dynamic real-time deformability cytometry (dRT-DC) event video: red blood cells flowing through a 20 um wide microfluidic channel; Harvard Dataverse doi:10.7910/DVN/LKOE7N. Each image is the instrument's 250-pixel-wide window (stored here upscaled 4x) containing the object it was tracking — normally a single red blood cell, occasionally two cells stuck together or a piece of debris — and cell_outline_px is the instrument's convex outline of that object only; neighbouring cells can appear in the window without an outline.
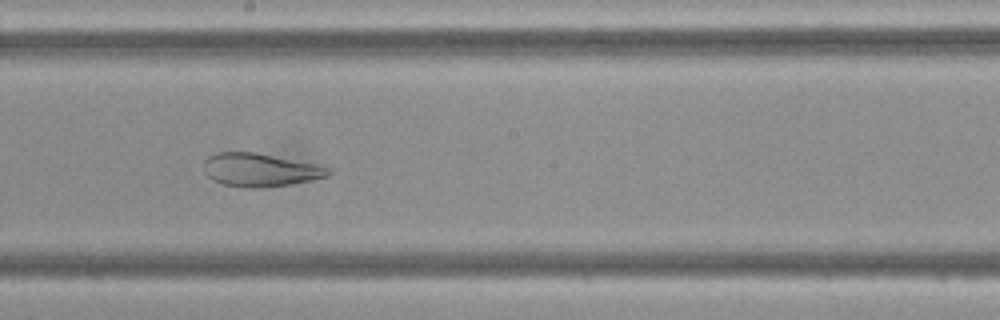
{"species": "Egyptian fruit bat (a non-hibernating species)", "species_latin": "Rousettus aegyptiacus", "temperature_condition": "cold", "stored_images_in_passage": 48, "camera_frame_rate_fps": 3000, "um_per_image_px": 0.085, "frame": {"image": 1, "passage_image": 26, "time_ms": 8.333, "image_size_px": [1000, 320], "cell_outline_px": [[332, 172], [328, 176], [312, 180], [264, 188], [244, 188], [224, 184], [212, 180], [204, 172], [204, 160], [208, 156], [216, 152], [252, 152], [332, 168]], "centroid_in_image_um": [22.07, 14.46], "position_along_channel_um": 226.1, "area_um2": 23.93}}
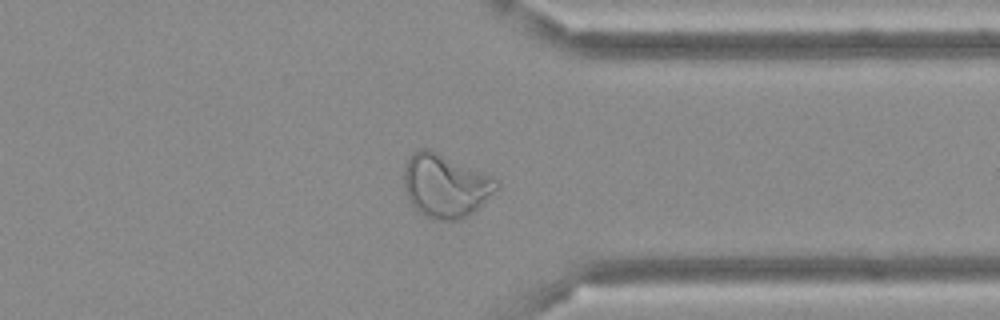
{"frame": {"image": 2, "passage_image": 37, "time_ms": 12.0, "image_size_px": [1000, 320], "cell_outline_px": [[500, 188], [472, 212], [460, 220], [432, 220], [424, 216], [408, 200], [404, 184], [404, 168], [412, 152], [416, 148], [432, 148], [484, 172], [500, 180]], "centroid_in_image_um": [37.87, 15.75], "position_along_channel_um": 373.5, "area_um2": 34.74}}
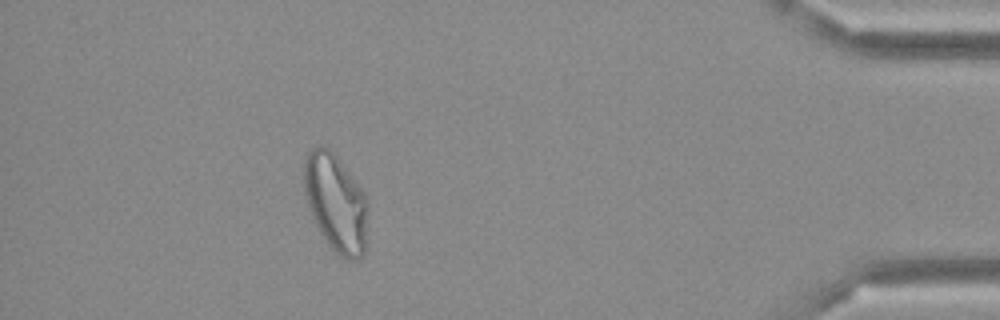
{"frame": {"image": 3, "passage_image": 43, "time_ms": 14.0, "image_size_px": [1000, 320], "cell_outline_px": [[368, 204], [364, 252], [356, 260], [348, 260], [340, 256], [324, 240], [308, 208], [304, 188], [304, 156], [312, 148], [320, 144], [328, 148], [336, 156], [360, 184], [368, 200]], "centroid_in_image_um": [28.54, 17.21], "position_along_channel_um": 406.7, "area_um2": 36.59}}